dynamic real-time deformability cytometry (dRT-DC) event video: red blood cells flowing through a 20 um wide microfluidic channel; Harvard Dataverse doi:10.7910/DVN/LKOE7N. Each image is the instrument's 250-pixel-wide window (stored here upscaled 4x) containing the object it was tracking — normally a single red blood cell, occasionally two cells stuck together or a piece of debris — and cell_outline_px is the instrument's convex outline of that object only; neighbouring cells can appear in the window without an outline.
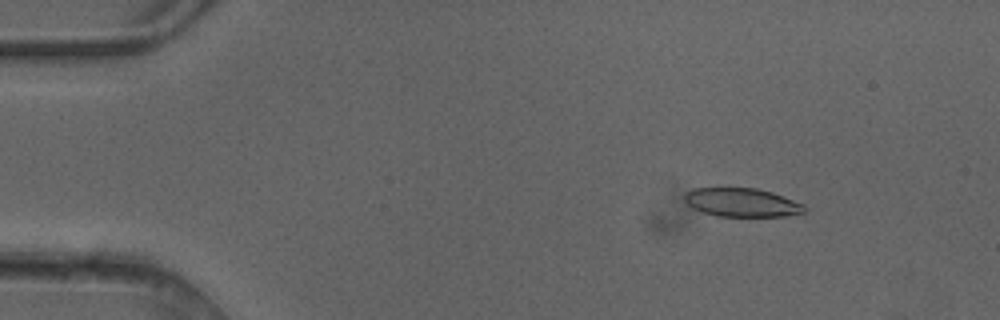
{"species": "common noctule bat (a hibernating species)", "species_latin": "Nyctalus noctula", "temperature_condition": "cold", "stored_images_in_passage": 4, "camera_frame_rate_fps": 3000, "um_per_image_px": 0.085, "animal": {"sex": "female"}, "frame": {"image": 1, "passage_image": 2, "time_ms": 0.333, "image_size_px": [1000, 320], "cell_outline_px": [[808, 212], [784, 216], [716, 216], [700, 212], [692, 208], [684, 200], [684, 196], [692, 188], [756, 188], [772, 192], [804, 204], [808, 208]], "centroid_in_image_um": [63.08, 17.22], "position_along_channel_um": 21.9, "area_um2": 20.17}}